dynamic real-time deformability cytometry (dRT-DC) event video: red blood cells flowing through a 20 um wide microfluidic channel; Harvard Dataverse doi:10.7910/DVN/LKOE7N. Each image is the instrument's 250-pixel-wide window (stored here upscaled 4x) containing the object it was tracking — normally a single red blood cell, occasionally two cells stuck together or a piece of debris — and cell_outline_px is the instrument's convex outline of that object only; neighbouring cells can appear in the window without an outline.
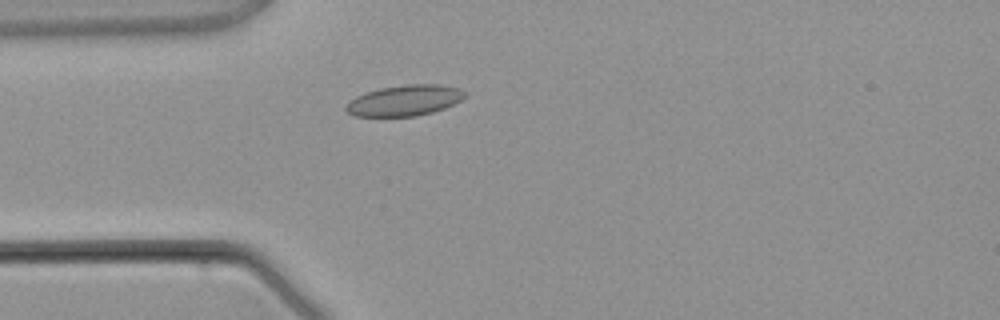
{"species": "common noctule bat (a hibernating species)", "species_latin": "Nyctalus noctula", "temperature_condition": "warm", "stored_images_in_passage": 2, "camera_frame_rate_fps": 3000, "um_per_image_px": 0.085, "animal": {"sex": "male", "body_mass_g": 21.5, "forearm_length_mm": 52.0}, "frame": {"image": 1, "passage_image": 2, "time_ms": 1.333, "image_size_px": [1000, 320], "cell_outline_px": [[464, 96], [460, 100], [444, 108], [432, 112], [416, 116], [352, 116], [344, 108], [356, 96], [380, 88], [408, 84], [440, 84], [460, 88], [464, 92]], "centroid_in_image_um": [34.39, 8.53], "position_along_channel_um": 50.6, "area_um2": 21.04}}